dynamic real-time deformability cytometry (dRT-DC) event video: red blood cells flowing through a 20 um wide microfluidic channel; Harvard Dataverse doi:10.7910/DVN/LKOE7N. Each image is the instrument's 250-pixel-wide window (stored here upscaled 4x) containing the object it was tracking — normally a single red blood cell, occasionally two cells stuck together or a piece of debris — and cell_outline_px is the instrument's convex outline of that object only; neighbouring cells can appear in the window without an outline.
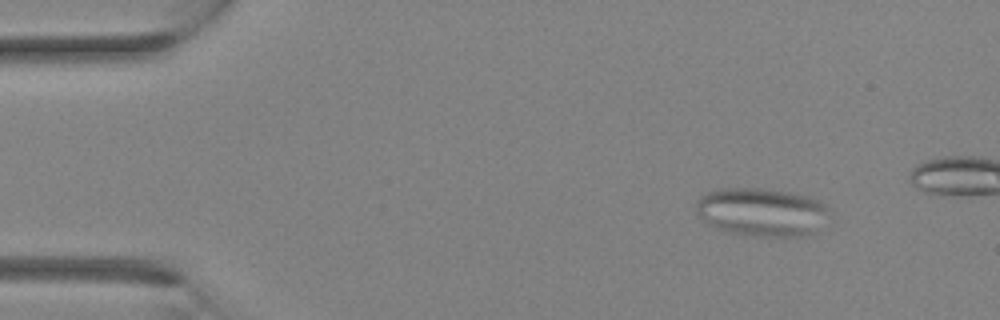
{"species": "Egyptian fruit bat (a non-hibernating species)", "species_latin": "Rousettus aegyptiacus", "temperature_condition": "room temperature", "stored_images_in_passage": 7, "camera_frame_rate_fps": 3000, "um_per_image_px": 0.085, "animal": {"sex": "female"}, "frame": {"image": 1, "passage_image": 1, "time_ms": 0.0, "image_size_px": [1000, 320], "cell_outline_px": [[832, 208], [816, 232], [808, 236], [756, 236], [724, 232], [708, 224], [696, 212], [696, 200], [700, 196], [708, 192], [720, 188], [760, 188], [788, 192], [808, 196], [820, 200]], "centroid_in_image_um": [64.76, 18.02], "position_along_channel_um": 20.2, "area_um2": 37.92}}